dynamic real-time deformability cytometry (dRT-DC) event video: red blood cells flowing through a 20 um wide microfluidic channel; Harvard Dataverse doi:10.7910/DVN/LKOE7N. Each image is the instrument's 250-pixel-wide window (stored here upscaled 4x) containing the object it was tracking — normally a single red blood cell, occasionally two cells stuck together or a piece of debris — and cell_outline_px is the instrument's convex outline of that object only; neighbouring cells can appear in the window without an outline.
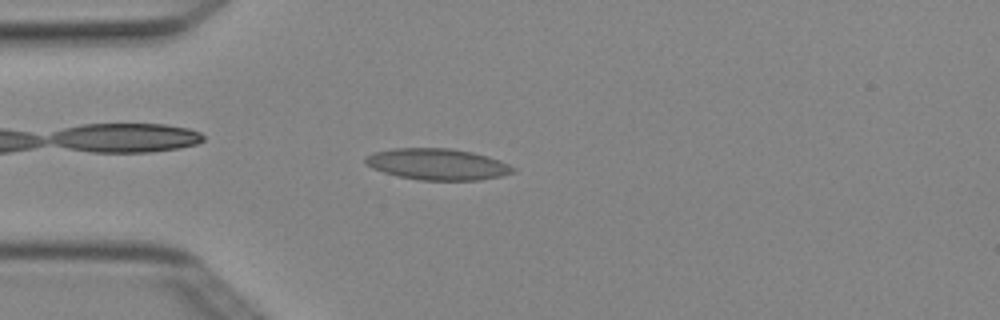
{"species": "Egyptian fruit bat (a non-hibernating species)", "species_latin": "Rousettus aegyptiacus", "temperature_condition": "cold", "stored_images_in_passage": 5, "camera_frame_rate_fps": 3000, "um_per_image_px": 0.085, "animal": {"sex": "female"}, "frame": {"image": 1, "passage_image": 4, "time_ms": 1.0, "image_size_px": [1000, 320], "cell_outline_px": [[516, 168], [512, 172], [500, 176], [480, 180], [420, 180], [396, 176], [372, 168], [364, 160], [364, 156], [372, 152], [392, 148], [452, 148], [472, 152], [488, 156], [500, 160]], "centroid_in_image_um": [37.15, 13.95], "position_along_channel_um": 47.8, "area_um2": 27.05}}